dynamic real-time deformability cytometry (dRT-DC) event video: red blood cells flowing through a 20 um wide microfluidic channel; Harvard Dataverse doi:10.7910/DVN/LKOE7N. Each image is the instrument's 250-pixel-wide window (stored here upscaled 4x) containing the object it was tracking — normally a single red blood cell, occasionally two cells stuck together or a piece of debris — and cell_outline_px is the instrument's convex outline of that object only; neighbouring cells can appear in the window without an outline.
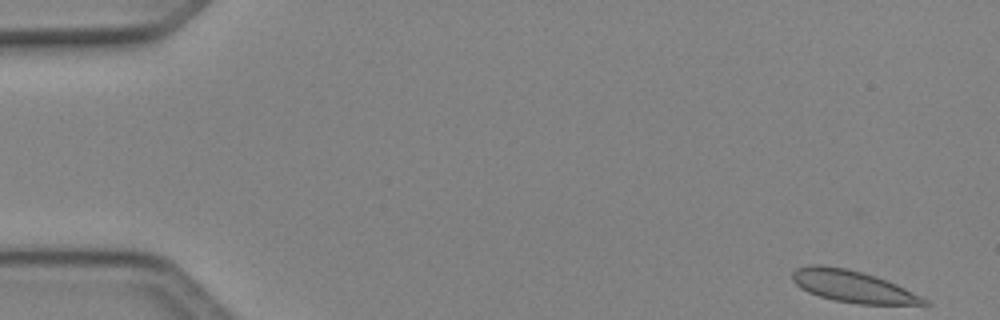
{"species": "Egyptian fruit bat (a non-hibernating species)", "species_latin": "Rousettus aegyptiacus", "temperature_condition": "cold", "stored_images_in_passage": 48, "camera_frame_rate_fps": 3000, "um_per_image_px": 0.085, "animal": {"sex": "female"}, "frame": {"image": 1, "passage_image": 1, "time_ms": 0.0, "image_size_px": [1000, 320], "cell_outline_px": [[932, 304], [856, 304], [836, 300], [820, 296], [808, 292], [800, 288], [792, 280], [792, 272], [796, 268], [808, 264], [820, 264], [848, 268], [876, 276], [896, 284], [928, 300]], "centroid_in_image_um": [72.43, 24.32], "position_along_channel_um": 12.6, "area_um2": 24.39}}
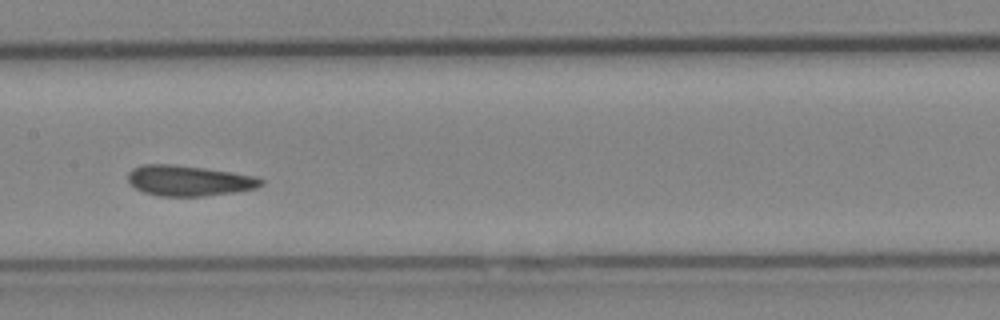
{"frame": {"image": 2, "passage_image": 24, "time_ms": 7.667, "image_size_px": [1000, 320], "cell_outline_px": [[264, 184], [256, 188], [236, 192], [204, 196], [160, 196], [144, 192], [136, 188], [128, 180], [128, 172], [132, 168], [144, 164], [176, 164], [260, 176], [264, 180]], "centroid_in_image_um": [16.1, 15.35], "position_along_channel_um": 191.3, "area_um2": 23.87}}
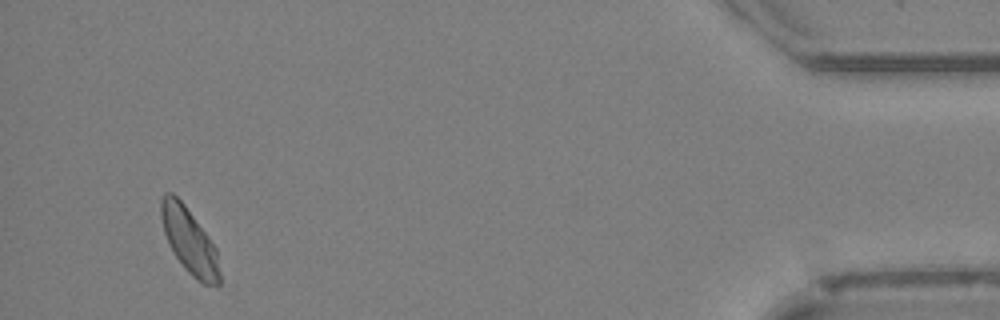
{"frame": {"image": 3, "passage_image": 46, "time_ms": 15.0, "image_size_px": [1000, 320], "cell_outline_px": [[220, 284], [204, 284], [192, 276], [184, 268], [176, 256], [164, 232], [160, 216], [160, 200], [164, 192], [172, 192], [184, 204], [216, 248], [220, 272]], "centroid_in_image_um": [16.07, 20.45], "position_along_channel_um": 419.1, "area_um2": 21.91}, "authors_computed_cell_mechanics": {"area_um2": 23.8136, "velocity_mm_per_s": 4.0701, "shape_relaxation_time_tau1_ms": 8.0034, "shape_relaxation_time_tau2_ms": null, "deformation_change_tau1": 0.1184, "deformation_change_tau2": null}}